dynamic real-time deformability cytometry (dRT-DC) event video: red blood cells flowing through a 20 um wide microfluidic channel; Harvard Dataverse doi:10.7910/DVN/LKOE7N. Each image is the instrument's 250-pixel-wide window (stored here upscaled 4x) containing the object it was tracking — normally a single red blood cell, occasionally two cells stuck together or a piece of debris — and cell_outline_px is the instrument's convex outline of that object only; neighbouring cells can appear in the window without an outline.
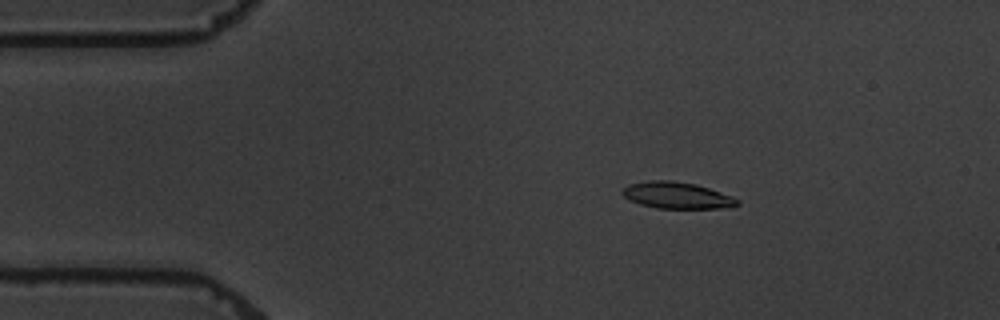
{"species": "common noctule bat (a hibernating species)", "species_latin": "Nyctalus noctula", "temperature_condition": "warm", "stored_images_in_passage": 5, "camera_frame_rate_fps": 3000, "um_per_image_px": 0.085, "animal": {"sex": "male", "body_mass_g": 19.5, "forearm_length_mm": 54.6}, "frame": {"image": 1, "passage_image": 3, "time_ms": 2.333, "image_size_px": [1000, 320], "cell_outline_px": [[740, 204], [720, 208], [656, 208], [640, 204], [624, 196], [620, 192], [628, 184], [652, 180], [672, 180], [696, 184], [732, 196], [740, 200]], "centroid_in_image_um": [57.53, 16.6], "position_along_channel_um": 27.5, "area_um2": 17.63}}
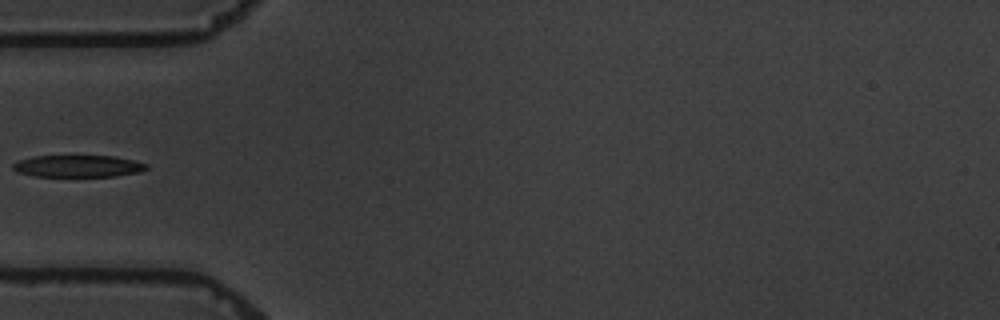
{"frame": {"image": 2, "passage_image": 5, "time_ms": 5.333, "image_size_px": [1000, 320], "cell_outline_px": [[148, 168], [140, 172], [116, 176], [36, 176], [16, 172], [12, 168], [12, 164], [20, 160], [36, 156], [112, 156], [132, 160], [148, 164]], "centroid_in_image_um": [6.64, 14.12], "position_along_channel_um": 78.4, "area_um2": 16.94}}